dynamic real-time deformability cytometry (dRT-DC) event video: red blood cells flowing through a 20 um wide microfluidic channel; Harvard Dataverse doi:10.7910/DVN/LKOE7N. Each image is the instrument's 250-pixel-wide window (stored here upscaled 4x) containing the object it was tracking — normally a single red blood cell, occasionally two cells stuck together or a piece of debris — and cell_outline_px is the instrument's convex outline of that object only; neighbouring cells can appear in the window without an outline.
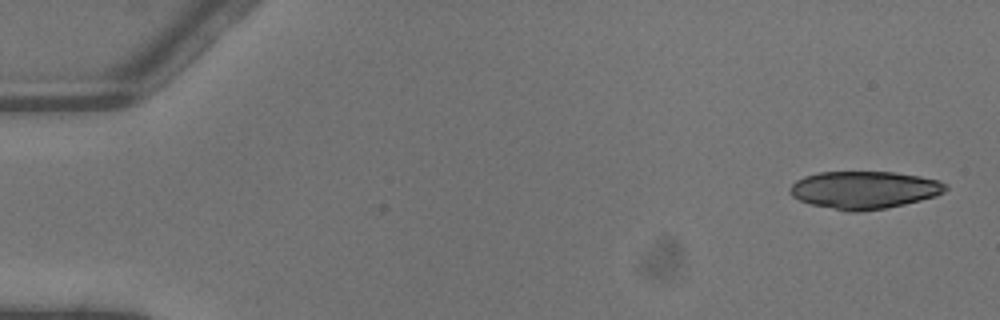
{"species": "common noctule bat (a hibernating species)", "species_latin": "Nyctalus noctula", "temperature_condition": "warm", "stored_images_in_passage": 4, "camera_frame_rate_fps": 3000, "um_per_image_px": 0.085, "animal": {"sex": "male", "body_mass_g": 13.3}, "frame": {"image": 1, "passage_image": 1, "time_ms": 0.0, "image_size_px": [1000, 320], "cell_outline_px": [[948, 188], [944, 192], [936, 196], [904, 204], [884, 208], [856, 212], [848, 212], [812, 204], [800, 200], [792, 196], [788, 192], [788, 188], [796, 180], [804, 176], [820, 172], [896, 172], [920, 176], [940, 180], [948, 184]], "centroid_in_image_um": [73.47, 16.13], "position_along_channel_um": 11.5, "area_um2": 34.22}}